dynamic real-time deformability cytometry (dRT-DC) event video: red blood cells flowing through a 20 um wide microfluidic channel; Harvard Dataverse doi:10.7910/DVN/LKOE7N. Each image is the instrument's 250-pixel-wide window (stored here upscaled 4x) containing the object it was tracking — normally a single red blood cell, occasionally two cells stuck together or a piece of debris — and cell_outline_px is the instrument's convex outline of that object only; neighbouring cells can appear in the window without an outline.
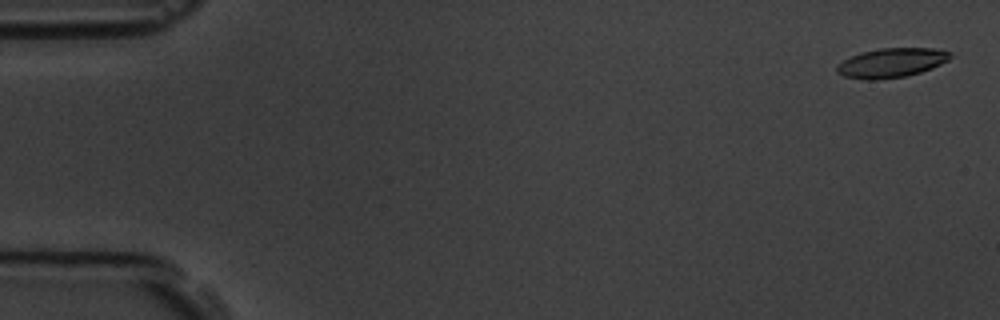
{"species": "common noctule bat (a hibernating species)", "species_latin": "Nyctalus noctula", "temperature_condition": "room temperature", "stored_images_in_passage": 6, "camera_frame_rate_fps": 3000, "um_per_image_px": 0.085, "animal": {"sex": "male", "body_mass_g": 19.5, "forearm_length_mm": 54.6}, "frame": {"image": 1, "passage_image": 1, "time_ms": 0.0, "image_size_px": [1000, 320], "cell_outline_px": [[952, 56], [948, 60], [932, 68], [920, 72], [904, 76], [876, 80], [868, 80], [844, 76], [836, 72], [836, 68], [844, 60], [860, 52], [880, 48], [932, 48], [952, 52]], "centroid_in_image_um": [75.78, 5.33], "position_along_channel_um": 9.2, "area_um2": 19.25}}
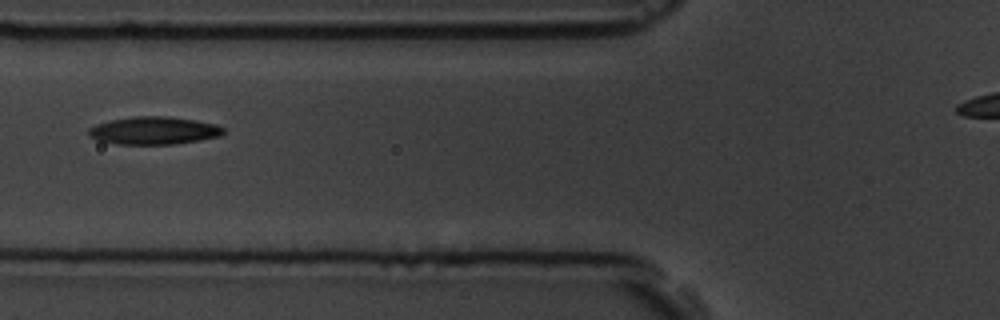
{"frame": {"image": 2, "passage_image": 6, "time_ms": 6.667, "image_size_px": [1000, 320], "cell_outline_px": [[224, 132], [220, 136], [200, 140], [176, 144], [116, 144], [100, 140], [92, 136], [88, 132], [88, 128], [96, 124], [108, 120], [136, 116], [168, 116], [196, 120], [216, 124], [224, 128]], "centroid_in_image_um": [13.1, 11.09], "position_along_channel_um": 112.7, "area_um2": 21.79}}